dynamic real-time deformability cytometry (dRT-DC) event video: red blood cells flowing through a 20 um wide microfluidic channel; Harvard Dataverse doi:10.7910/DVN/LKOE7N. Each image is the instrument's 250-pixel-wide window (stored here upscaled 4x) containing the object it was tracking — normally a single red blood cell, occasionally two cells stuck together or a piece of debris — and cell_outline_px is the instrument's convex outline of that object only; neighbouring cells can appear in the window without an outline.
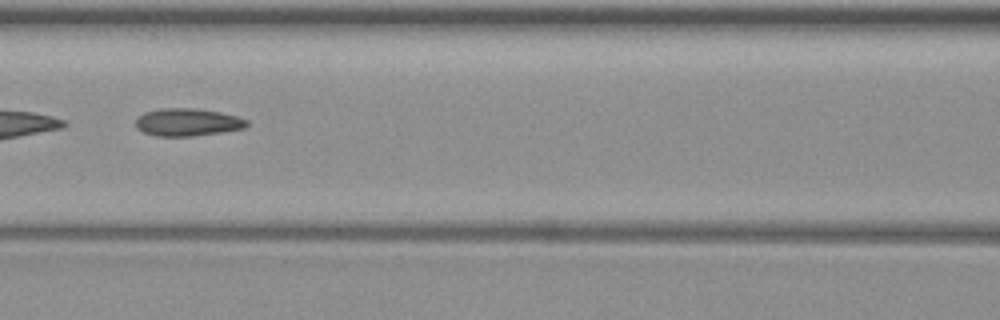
{"species": "common noctule bat (a hibernating species)", "species_latin": "Nyctalus noctula", "temperature_condition": "warm", "stored_images_in_passage": 8, "camera_frame_rate_fps": 3000, "um_per_image_px": 0.085, "animal": {"sex": "female", "body_mass_g": 19.3, "forearm_length_mm": 54.1}, "frame": {"image": 1, "passage_image": 7, "time_ms": 7.333, "image_size_px": [1000, 320], "cell_outline_px": [[248, 124], [244, 128], [220, 132], [192, 136], [156, 136], [144, 132], [136, 128], [136, 120], [144, 112], [160, 108], [196, 108], [220, 112], [236, 116], [248, 120]], "centroid_in_image_um": [15.93, 10.38], "position_along_channel_um": 150.7, "area_um2": 17.8}}
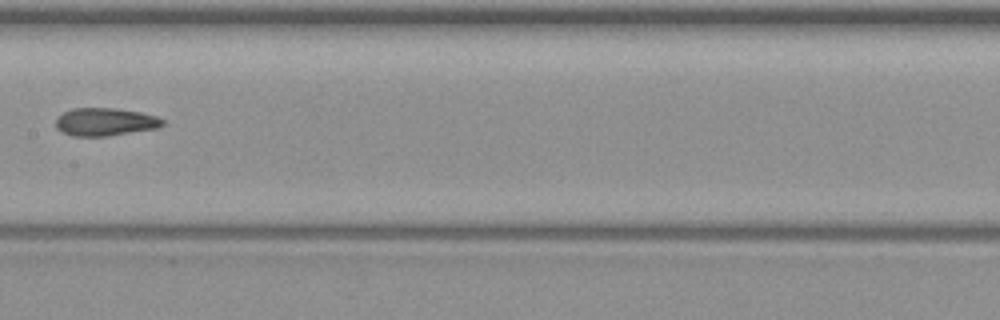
{"frame": {"image": 2, "passage_image": 8, "time_ms": 8.667, "image_size_px": [1000, 320], "cell_outline_px": [[164, 124], [156, 128], [108, 136], [72, 136], [60, 132], [56, 128], [56, 116], [72, 108], [116, 108], [140, 112], [156, 116], [164, 120]], "centroid_in_image_um": [8.89, 10.36], "position_along_channel_um": 198.5, "area_um2": 17.46}}